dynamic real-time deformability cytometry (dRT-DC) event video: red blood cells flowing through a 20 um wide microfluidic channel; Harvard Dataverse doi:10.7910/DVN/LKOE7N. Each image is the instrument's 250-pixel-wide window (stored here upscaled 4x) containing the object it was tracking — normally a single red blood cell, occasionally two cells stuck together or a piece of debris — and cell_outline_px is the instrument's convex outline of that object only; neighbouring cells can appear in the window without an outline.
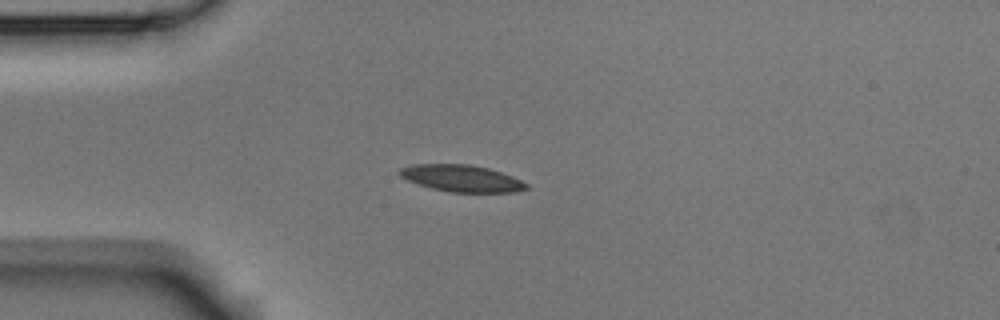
{"species": "Egyptian fruit bat (a non-hibernating species)", "species_latin": "Rousettus aegyptiacus", "temperature_condition": "room temperature", "stored_images_in_passage": 41, "camera_frame_rate_fps": 3000, "um_per_image_px": 0.085, "animal": {"sex": "male"}, "frame": {"image": 1, "passage_image": 1, "time_ms": 0.0, "image_size_px": [1000, 320], "cell_outline_px": [[528, 188], [512, 192], [452, 192], [432, 188], [408, 180], [400, 176], [396, 172], [400, 168], [412, 164], [468, 164], [488, 168], [512, 176], [528, 184]], "centroid_in_image_um": [39.21, 15.15], "position_along_channel_um": 45.8, "area_um2": 19.59}}
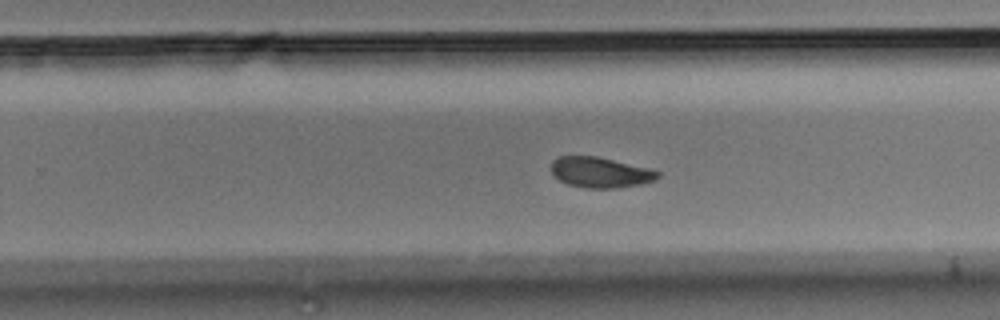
{"frame": {"image": 2, "passage_image": 21, "time_ms": 6.667, "image_size_px": [1000, 320], "cell_outline_px": [[660, 176], [656, 180], [640, 184], [616, 188], [588, 188], [568, 184], [560, 180], [552, 172], [552, 160], [560, 156], [596, 156], [660, 172]], "centroid_in_image_um": [51.0, 14.66], "position_along_channel_um": 278.8, "area_um2": 18.5}}
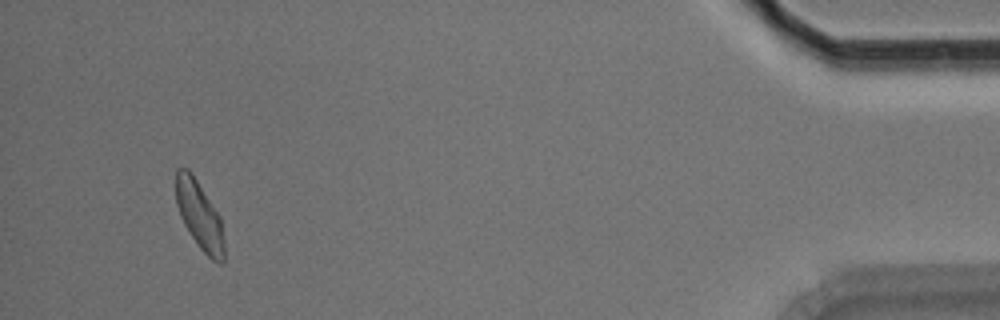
{"frame": {"image": 3, "passage_image": 38, "time_ms": 12.333, "image_size_px": [1000, 320], "cell_outline_px": [[224, 264], [220, 264], [212, 260], [200, 248], [184, 224], [180, 216], [176, 204], [176, 168], [188, 168], [220, 216], [224, 240]], "centroid_in_image_um": [16.96, 18.33], "position_along_channel_um": 418.2, "area_um2": 18.96}, "authors_computed_cell_mechanics": {"area_um2": 19.5942, "velocity_mm_per_s": 3.7405, "shape_relaxation_time_tau1_ms": 4.192, "shape_relaxation_time_tau2_ms": 3.6726, "deformation_change_tau1": 0.1311, "deformation_change_tau2": 0.0862}}